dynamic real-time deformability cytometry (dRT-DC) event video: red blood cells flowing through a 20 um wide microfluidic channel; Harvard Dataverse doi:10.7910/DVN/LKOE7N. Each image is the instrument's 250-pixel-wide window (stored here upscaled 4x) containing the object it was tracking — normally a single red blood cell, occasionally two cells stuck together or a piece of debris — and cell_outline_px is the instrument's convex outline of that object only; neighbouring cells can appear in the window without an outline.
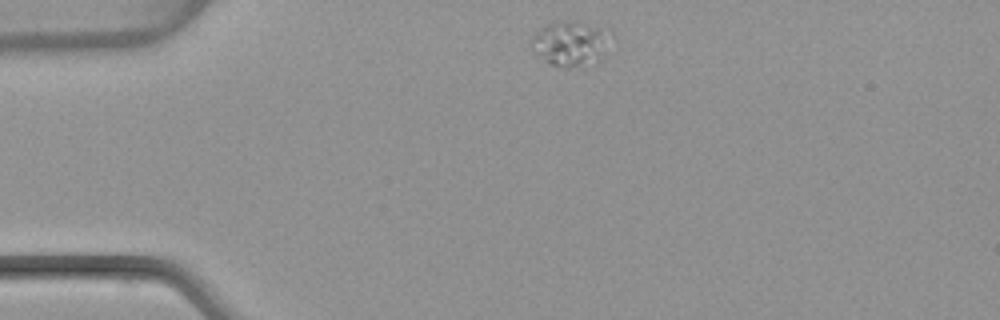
{"species": "common noctule bat (a hibernating species)", "species_latin": "Nyctalus noctula", "temperature_condition": "warm", "stored_images_in_passage": 42, "camera_frame_rate_fps": 3000, "um_per_image_px": 0.085, "animal": {"sex": "female", "body_mass_g": 22.7, "forearm_length_mm": 54.2}, "frame": {"image": 1, "passage_image": 1, "time_ms": 0.0, "image_size_px": [1000, 320], "cell_outline_px": [[616, 40], [604, 56], [600, 60], [568, 68], [564, 68], [548, 64], [528, 44], [532, 36], [540, 28], [556, 20], [572, 20], [588, 24], [612, 32], [616, 36]], "centroid_in_image_um": [48.57, 3.68], "position_along_channel_um": 36.4, "area_um2": 21.56}}
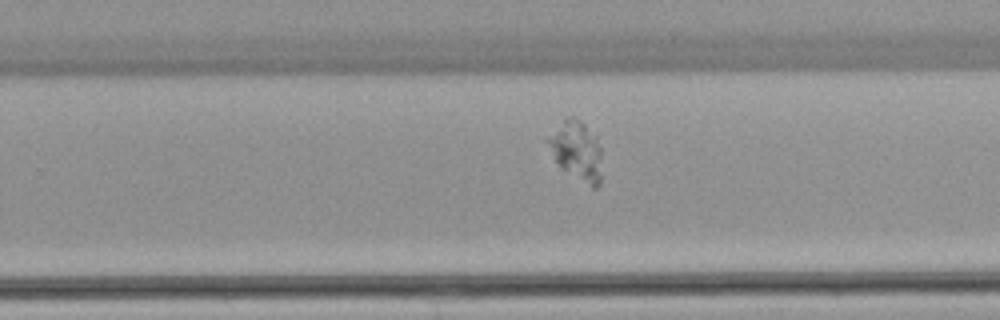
{"frame": {"image": 2, "passage_image": 23, "time_ms": 7.333, "image_size_px": [1000, 320], "cell_outline_px": [[600, 184], [596, 188], [592, 188], [564, 168], [556, 160], [544, 140], [544, 136], [564, 116], [572, 116], [584, 124], [596, 136], [600, 148]], "centroid_in_image_um": [48.95, 12.72], "position_along_channel_um": 280.8, "area_um2": 18.61}}
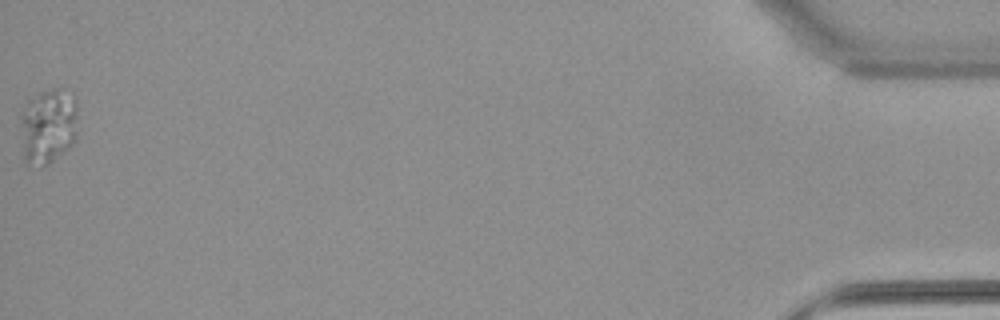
{"frame": {"image": 3, "passage_image": 42, "time_ms": 13.667, "image_size_px": [1000, 320], "cell_outline_px": [[76, 140], [68, 148], [48, 164], [28, 164], [24, 160], [20, 120], [20, 116], [28, 96], [52, 88], [56, 88], [76, 96]], "centroid_in_image_um": [4.07, 10.66], "position_along_channel_um": 431.1, "area_um2": 25.37}}